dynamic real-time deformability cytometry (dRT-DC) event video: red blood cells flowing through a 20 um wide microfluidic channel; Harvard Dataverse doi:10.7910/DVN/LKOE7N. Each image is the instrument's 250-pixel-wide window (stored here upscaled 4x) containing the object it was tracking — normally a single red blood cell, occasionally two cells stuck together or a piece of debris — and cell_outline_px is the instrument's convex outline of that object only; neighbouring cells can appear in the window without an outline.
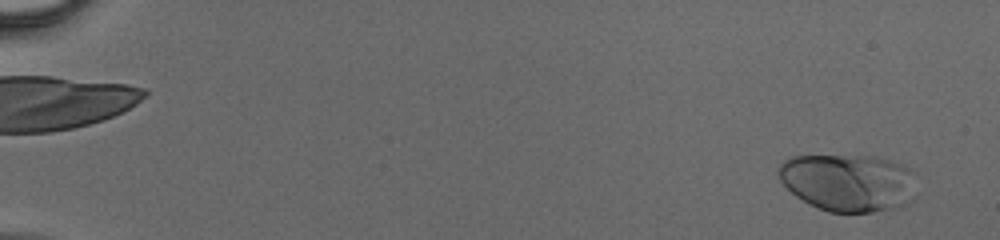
{"species": "human", "species_latin": "Homo sapiens", "temperature_condition": "cold", "stored_images_in_passage": 48, "camera_frame_rate_fps": 3000, "um_per_image_px": 0.085, "donor": {"sex": "male"}, "frame": {"image": 1, "passage_image": 4, "time_ms": 1.0, "image_size_px": [1000, 240], "cell_outline_px": [[912, 200], [908, 204], [900, 208], [872, 212], [828, 212], [796, 196], [780, 180], [776, 172], [776, 168], [788, 156], [872, 156], [904, 164], [912, 172]], "centroid_in_image_um": [72.07, 15.51], "position_along_channel_um": 12.9, "area_um2": 46.18}}
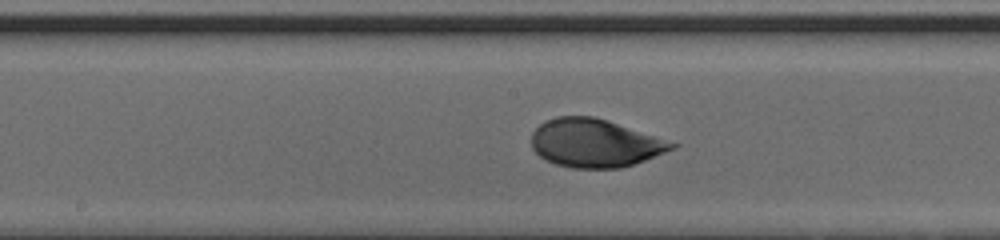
{"frame": {"image": 2, "passage_image": 28, "time_ms": 9.0, "image_size_px": [1000, 240], "cell_outline_px": [[680, 144], [676, 148], [644, 160], [620, 168], [572, 168], [556, 164], [540, 156], [532, 148], [532, 132], [544, 120], [556, 116], [592, 116], [608, 120]], "centroid_in_image_um": [50.56, 12.15], "position_along_channel_um": 197.6, "area_um2": 39.36}}
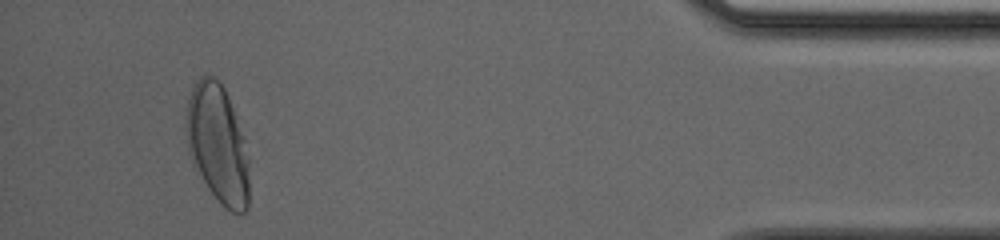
{"frame": {"image": 3, "passage_image": 46, "time_ms": 15.0, "image_size_px": [1000, 240], "cell_outline_px": [[248, 208], [244, 212], [232, 212], [224, 208], [220, 204], [208, 188], [188, 152], [184, 124], [184, 120], [188, 100], [192, 88], [196, 80], [200, 76], [208, 72], [220, 80], [224, 88], [244, 136], [248, 156]], "centroid_in_image_um": [18.48, 12.18], "position_along_channel_um": 416.7, "area_um2": 43.81}}